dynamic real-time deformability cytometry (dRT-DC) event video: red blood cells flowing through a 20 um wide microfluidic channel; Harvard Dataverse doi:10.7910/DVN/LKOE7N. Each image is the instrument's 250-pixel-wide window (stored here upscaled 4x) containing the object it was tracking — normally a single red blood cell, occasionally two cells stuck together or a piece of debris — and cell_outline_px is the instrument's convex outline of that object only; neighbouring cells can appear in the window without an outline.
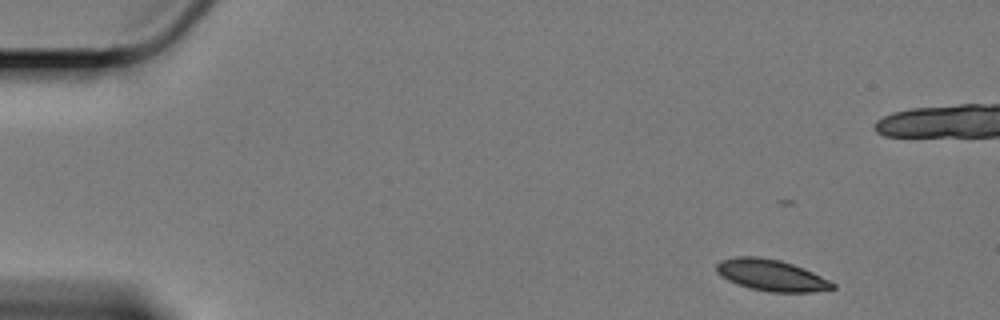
{"species": "Egyptian fruit bat (a non-hibernating species)", "species_latin": "Rousettus aegyptiacus", "temperature_condition": "cold", "stored_images_in_passage": 52, "camera_frame_rate_fps": 3000, "um_per_image_px": 0.085, "animal": {"sex": "female"}, "frame": {"image": 1, "passage_image": 1, "time_ms": 0.0, "image_size_px": [1000, 320], "cell_outline_px": [[836, 288], [812, 292], [768, 292], [748, 288], [736, 284], [720, 276], [716, 272], [716, 264], [720, 260], [736, 256], [756, 256], [780, 260], [804, 268], [836, 284]], "centroid_in_image_um": [65.52, 23.39], "position_along_channel_um": 19.5, "area_um2": 21.39}}
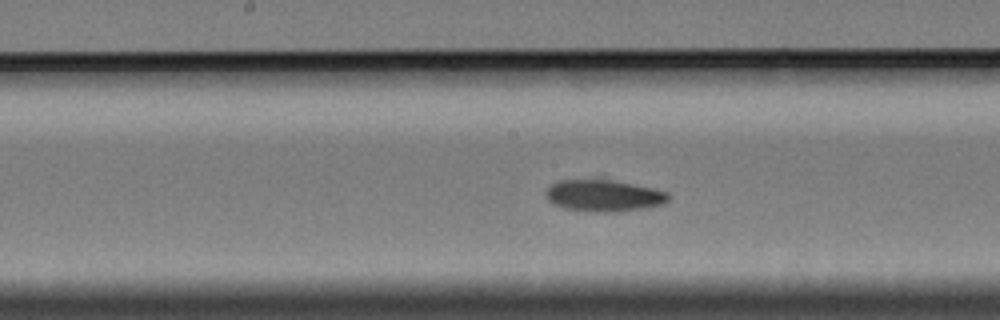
{"frame": {"image": 2, "passage_image": 26, "time_ms": 8.333, "image_size_px": [1000, 320], "cell_outline_px": [[668, 200], [664, 204], [644, 208], [616, 212], [592, 212], [564, 208], [552, 204], [548, 200], [544, 192], [552, 184], [560, 180], [608, 180], [652, 188], [668, 192]], "centroid_in_image_um": [51.29, 16.65], "position_along_channel_um": 196.9, "area_um2": 22.43}}
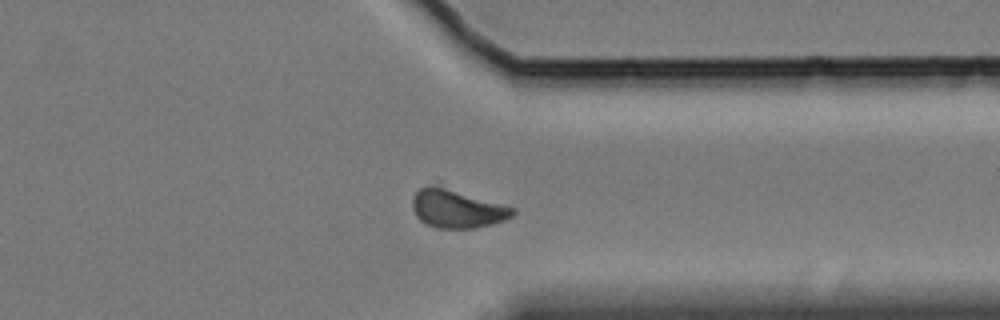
{"frame": {"image": 3, "passage_image": 42, "time_ms": 13.667, "image_size_px": [1000, 320], "cell_outline_px": [[516, 212], [512, 216], [504, 220], [492, 224], [476, 228], [436, 228], [420, 220], [416, 216], [412, 208], [412, 196], [420, 188], [444, 188], [516, 208]], "centroid_in_image_um": [38.86, 17.79], "position_along_channel_um": 372.5, "area_um2": 21.68}}